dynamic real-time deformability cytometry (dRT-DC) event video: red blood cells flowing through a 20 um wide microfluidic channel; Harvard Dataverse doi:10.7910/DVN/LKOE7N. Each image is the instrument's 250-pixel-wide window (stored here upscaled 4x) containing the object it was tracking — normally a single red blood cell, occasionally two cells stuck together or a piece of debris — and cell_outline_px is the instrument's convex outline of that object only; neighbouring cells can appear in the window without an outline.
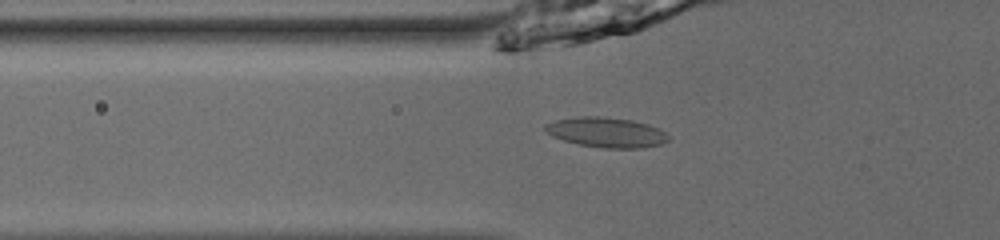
{"species": "common noctule bat (a hibernating species)", "species_latin": "Nyctalus noctula", "temperature_condition": "room temperature", "stored_images_in_passage": 50, "camera_frame_rate_fps": 3000, "um_per_image_px": 0.085, "animal": {"sex": "male", "body_mass_g": 13.0, "forearm_length_mm": 53.1}, "frame": {"image": 1, "passage_image": 17, "time_ms": 5.333, "image_size_px": [1000, 240], "cell_outline_px": [[668, 140], [664, 144], [644, 148], [604, 148], [580, 144], [564, 140], [552, 136], [544, 128], [544, 124], [556, 120], [580, 116], [600, 116], [632, 120], [648, 124], [660, 128], [668, 136]], "centroid_in_image_um": [51.58, 11.25], "position_along_channel_um": 74.2, "area_um2": 21.56}}
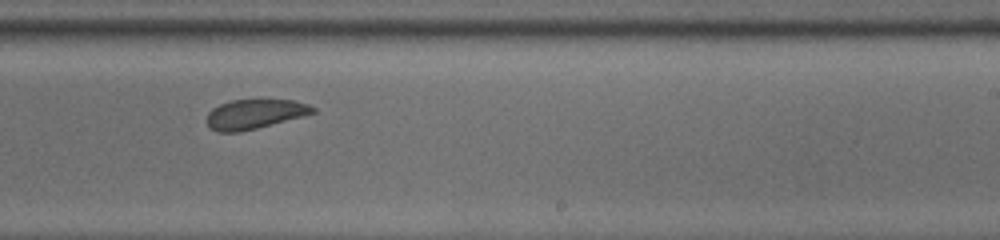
{"frame": {"image": 2, "passage_image": 32, "time_ms": 10.333, "image_size_px": [1000, 240], "cell_outline_px": [[316, 112], [304, 116], [240, 132], [216, 132], [208, 128], [208, 112], [212, 108], [220, 104], [232, 100], [296, 100], [308, 104], [316, 108]], "centroid_in_image_um": [21.65, 9.7], "position_along_channel_um": 267.3, "area_um2": 18.26}}
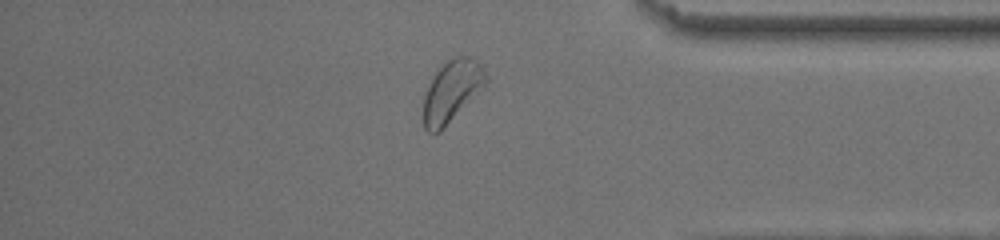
{"frame": {"image": 3, "passage_image": 43, "time_ms": 14.0, "image_size_px": [1000, 240], "cell_outline_px": [[488, 80], [484, 88], [440, 132], [428, 132], [424, 128], [424, 96], [432, 76], [448, 60], [456, 56], [468, 56], [476, 60], [484, 68], [488, 76]], "centroid_in_image_um": [38.43, 7.74], "position_along_channel_um": 396.8, "area_um2": 22.43}, "authors_computed_cell_mechanics": {"area_um2": 19.941, "velocity_mm_per_s": 3.8615, "shape_relaxation_time_tau1_ms": 4.1794, "shape_relaxation_time_tau2_ms": 3.584, "deformation_change_tau1": 0.0716, "deformation_change_tau2": 0.0776}}